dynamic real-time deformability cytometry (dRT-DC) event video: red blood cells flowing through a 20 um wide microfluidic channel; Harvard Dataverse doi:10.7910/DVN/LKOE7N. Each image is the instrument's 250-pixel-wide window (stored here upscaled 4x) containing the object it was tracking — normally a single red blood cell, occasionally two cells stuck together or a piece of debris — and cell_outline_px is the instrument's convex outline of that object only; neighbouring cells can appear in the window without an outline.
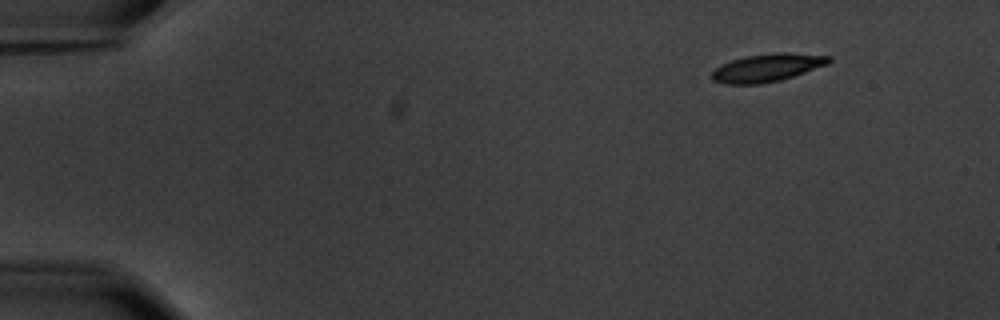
{"species": "common noctule bat (a hibernating species)", "species_latin": "Nyctalus noctula", "temperature_condition": "warm", "stored_images_in_passage": 5, "segment_of_instrument_passage": [2, 2], "camera_frame_rate_fps": 3000, "um_per_image_px": 0.085, "animal": {"sex": "male", "body_mass_g": 20.1, "forearm_length_mm": 53.5}, "frame": {"image": 1, "passage_image": 5, "time_ms": 5.667, "image_size_px": [1000, 320], "cell_outline_px": [[832, 60], [828, 64], [780, 80], [760, 84], [724, 84], [712, 80], [712, 72], [720, 64], [744, 56], [776, 52], [788, 52], [832, 56]], "centroid_in_image_um": [65.2, 5.74], "position_along_channel_um": 19.8, "area_um2": 19.07}}